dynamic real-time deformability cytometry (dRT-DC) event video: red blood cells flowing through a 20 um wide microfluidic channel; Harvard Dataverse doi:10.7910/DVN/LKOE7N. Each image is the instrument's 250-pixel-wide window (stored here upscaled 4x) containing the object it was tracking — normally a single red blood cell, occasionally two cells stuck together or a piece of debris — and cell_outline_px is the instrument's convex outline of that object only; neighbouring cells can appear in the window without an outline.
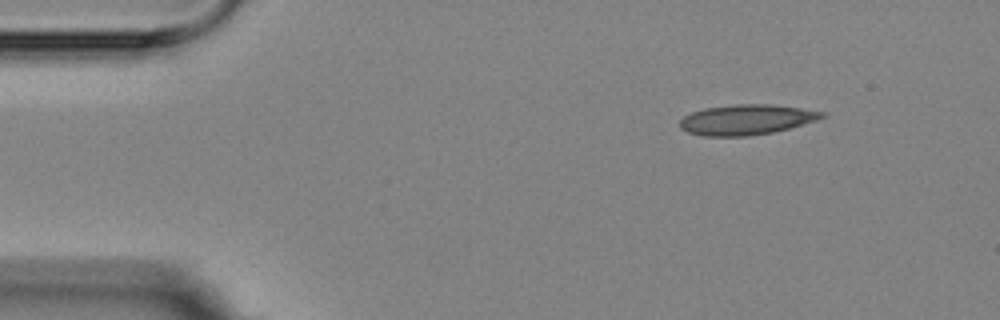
{"species": "Egyptian fruit bat (a non-hibernating species)", "species_latin": "Rousettus aegyptiacus", "temperature_condition": "room temperature", "stored_images_in_passage": 3, "camera_frame_rate_fps": 3000, "um_per_image_px": 0.085, "animal": {"sex": "female"}, "frame": {"image": 1, "passage_image": 1, "time_ms": 0.0, "image_size_px": [1000, 320], "cell_outline_px": [[828, 116], [816, 120], [788, 128], [772, 132], [748, 136], [704, 136], [688, 132], [680, 128], [680, 120], [684, 116], [692, 112], [704, 108], [736, 104], [772, 104], [828, 112]], "centroid_in_image_um": [63.46, 10.16], "position_along_channel_um": 21.5, "area_um2": 25.03}}
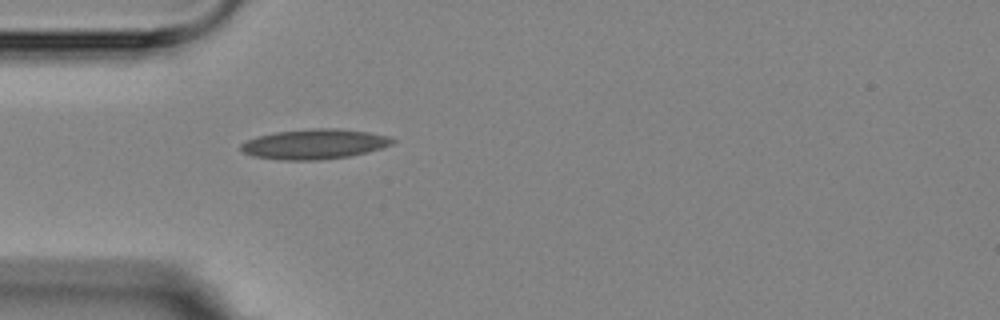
{"frame": {"image": 2, "passage_image": 3, "time_ms": 3.0, "image_size_px": [1000, 320], "cell_outline_px": [[396, 140], [392, 144], [380, 148], [348, 156], [320, 160], [276, 160], [252, 156], [240, 152], [240, 144], [256, 136], [276, 132], [312, 128], [336, 128], [368, 132], [388, 136]], "centroid_in_image_um": [26.66, 12.25], "position_along_channel_um": 58.3, "area_um2": 26.53}}